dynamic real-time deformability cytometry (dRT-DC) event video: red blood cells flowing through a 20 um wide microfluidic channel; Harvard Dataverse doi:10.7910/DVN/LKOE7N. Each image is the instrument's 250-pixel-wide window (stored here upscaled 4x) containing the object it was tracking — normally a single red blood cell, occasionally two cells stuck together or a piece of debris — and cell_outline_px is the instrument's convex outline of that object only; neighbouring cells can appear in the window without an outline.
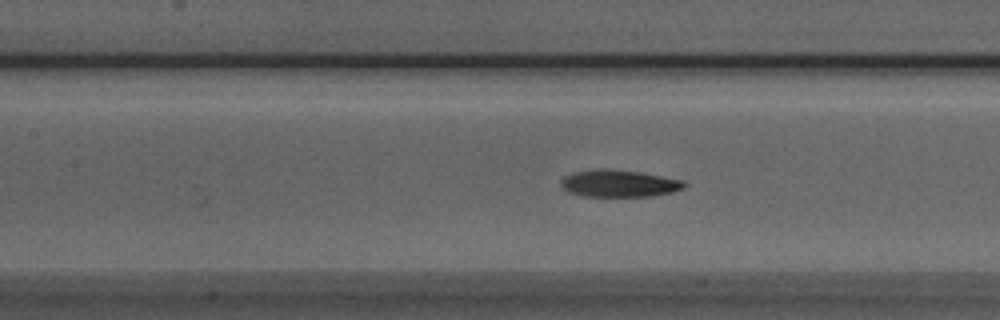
{"species": "Egyptian fruit bat (a non-hibernating species)", "species_latin": "Rousettus aegyptiacus", "temperature_condition": "room temperature", "stored_images_in_passage": 47, "camera_frame_rate_fps": 3000, "um_per_image_px": 0.085, "animal": {"sex": "male"}, "frame": {"image": 1, "passage_image": 23, "time_ms": 7.333, "image_size_px": [1000, 320], "cell_outline_px": [[688, 184], [684, 188], [672, 192], [652, 196], [580, 196], [568, 192], [560, 184], [560, 180], [564, 176], [576, 172], [600, 168], [604, 168], [640, 172], [684, 180]], "centroid_in_image_um": [52.63, 15.59], "position_along_channel_um": 154.8, "area_um2": 19.54}}
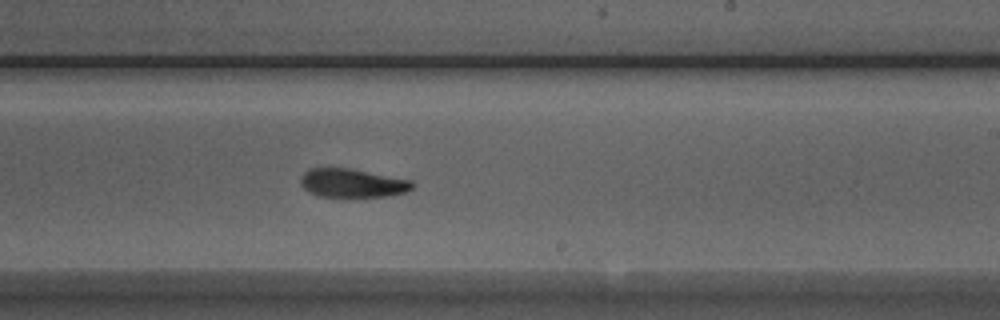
{"frame": {"image": 2, "passage_image": 31, "time_ms": 10.0, "image_size_px": [1000, 320], "cell_outline_px": [[416, 184], [408, 192], [392, 196], [340, 200], [316, 196], [308, 192], [300, 184], [300, 176], [304, 172], [312, 168], [348, 168], [412, 180]], "centroid_in_image_um": [29.95, 15.63], "position_along_channel_um": 259.1, "area_um2": 19.83}}
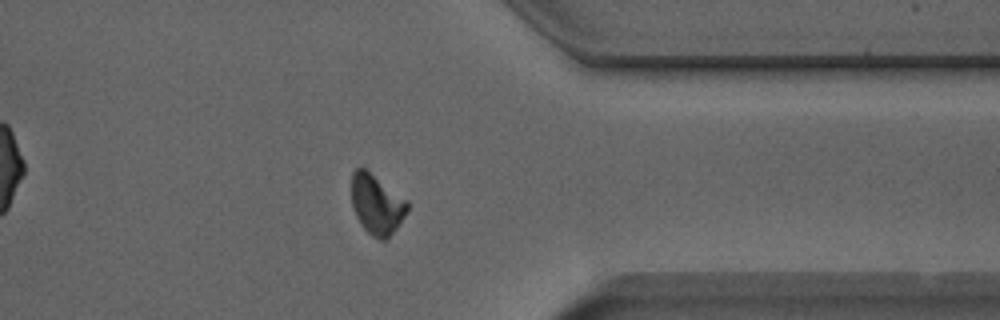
{"frame": {"image": 3, "passage_image": 41, "time_ms": 13.333, "image_size_px": [1000, 320], "cell_outline_px": [[408, 208], [404, 216], [396, 228], [384, 240], [380, 240], [372, 236], [360, 224], [352, 208], [352, 172], [356, 168], [364, 168], [408, 200]], "centroid_in_image_um": [32.0, 17.37], "position_along_channel_um": 379.4, "area_um2": 19.25}, "authors_computed_cell_mechanics": {"area_um2": 19.074, "velocity_mm_per_s": 3.9293, "shape_relaxation_time_tau1_ms": 4.0885, "shape_relaxation_time_tau2_ms": 5.0364, "deformation_change_tau1": 0.1547, "deformation_change_tau2": 0.0971}}